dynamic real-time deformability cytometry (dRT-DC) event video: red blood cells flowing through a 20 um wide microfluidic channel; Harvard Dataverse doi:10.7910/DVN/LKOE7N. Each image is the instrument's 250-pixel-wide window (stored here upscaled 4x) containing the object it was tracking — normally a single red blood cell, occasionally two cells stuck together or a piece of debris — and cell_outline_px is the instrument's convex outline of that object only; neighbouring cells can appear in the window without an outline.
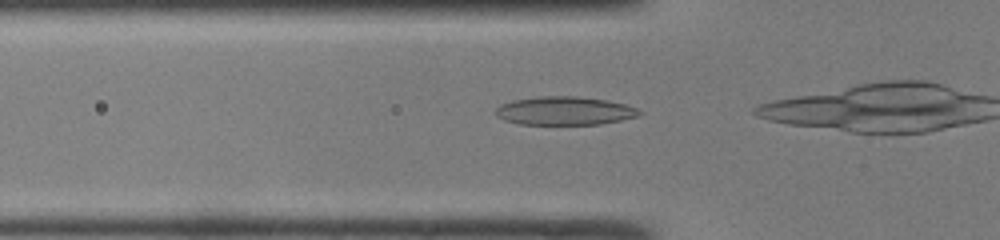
{"species": "common noctule bat (a hibernating species)", "species_latin": "Nyctalus noctula", "temperature_condition": "room temperature", "stored_images_in_passage": 14, "camera_frame_rate_fps": 3000, "um_per_image_px": 0.085, "animal": {"sex": "male", "body_mass_g": 19.0, "forearm_length_mm": 50.8}, "frame": {"image": 1, "passage_image": 3, "time_ms": 0.667, "image_size_px": [1000, 240], "cell_outline_px": [[644, 112], [636, 116], [620, 120], [600, 124], [520, 124], [504, 120], [496, 116], [496, 108], [500, 104], [512, 100], [540, 96], [576, 96], [608, 100], [624, 104], [636, 108]], "centroid_in_image_um": [47.96, 9.41], "position_along_channel_um": 77.8, "area_um2": 23.76}}
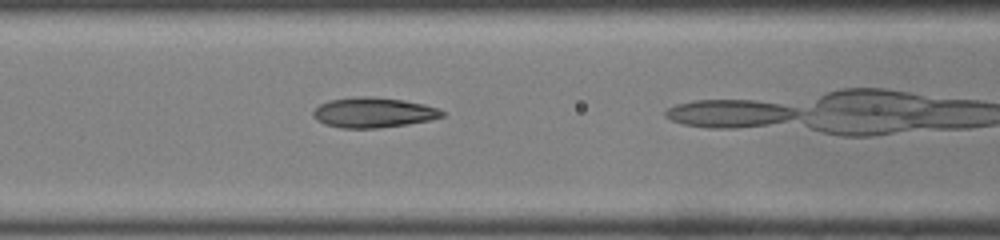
{"frame": {"image": 2, "passage_image": 7, "time_ms": 2.0, "image_size_px": [1000, 240], "cell_outline_px": [[444, 116], [432, 120], [408, 124], [376, 128], [340, 128], [324, 124], [316, 120], [312, 116], [312, 112], [320, 104], [328, 100], [360, 96], [372, 96], [404, 100], [424, 104], [436, 108], [444, 112]], "centroid_in_image_um": [31.72, 9.56], "position_along_channel_um": 134.9, "area_um2": 22.77}}